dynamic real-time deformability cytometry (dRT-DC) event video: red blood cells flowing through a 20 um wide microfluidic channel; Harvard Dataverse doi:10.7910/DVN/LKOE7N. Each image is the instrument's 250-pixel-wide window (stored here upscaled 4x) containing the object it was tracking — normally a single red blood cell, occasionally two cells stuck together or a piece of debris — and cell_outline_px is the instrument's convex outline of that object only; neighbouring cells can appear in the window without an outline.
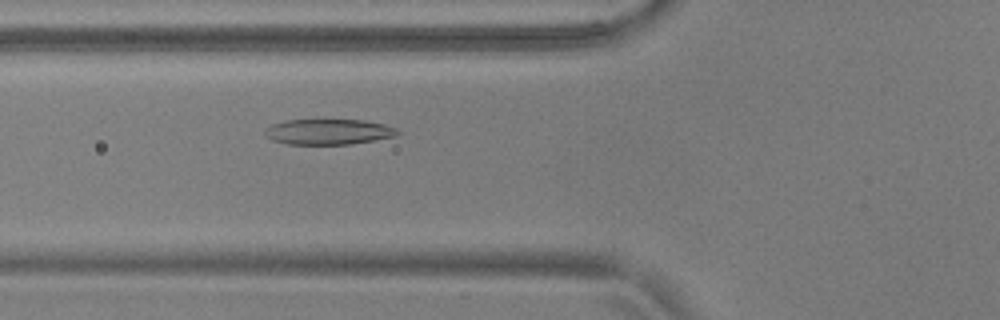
{"species": "common noctule bat (a hibernating species)", "species_latin": "Nyctalus noctula", "temperature_condition": "warm", "stored_images_in_passage": 38, "camera_frame_rate_fps": 3000, "um_per_image_px": 0.085, "animal": {"sex": "male", "body_mass_g": 17.9, "forearm_length_mm": 54.2}, "frame": {"image": 1, "passage_image": 4, "time_ms": 1.0, "image_size_px": [1000, 320], "cell_outline_px": [[400, 132], [396, 136], [352, 144], [288, 144], [272, 140], [264, 132], [272, 124], [284, 120], [364, 120], [384, 124], [396, 128]], "centroid_in_image_um": [27.95, 11.2], "position_along_channel_um": 97.9, "area_um2": 19.59}}
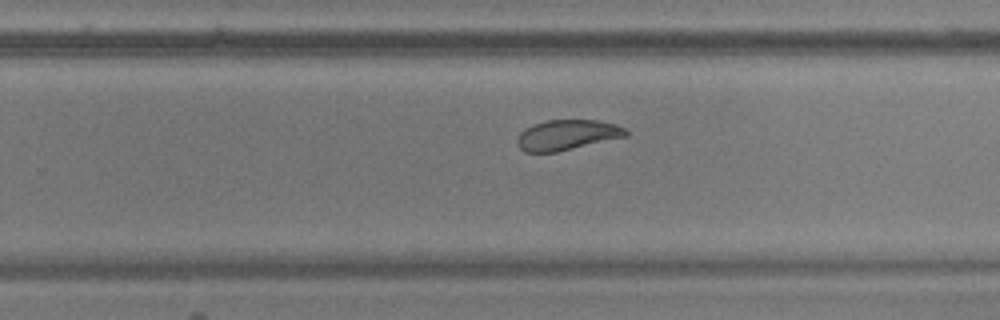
{"frame": {"image": 2, "passage_image": 19, "time_ms": 6.0, "image_size_px": [1000, 320], "cell_outline_px": [[628, 136], [556, 152], [524, 152], [516, 144], [516, 140], [520, 132], [524, 128], [532, 124], [544, 120], [596, 120], [616, 124], [624, 128], [628, 132]], "centroid_in_image_um": [48.17, 11.46], "position_along_channel_um": 281.6, "area_um2": 19.31}}
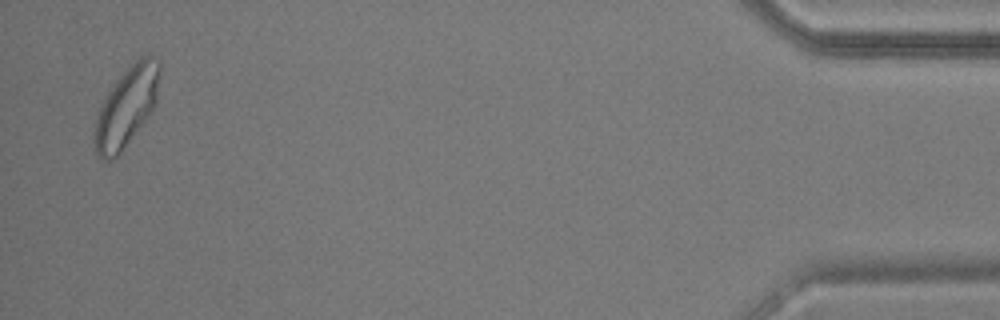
{"frame": {"image": 3, "passage_image": 37, "time_ms": 12.0, "image_size_px": [1000, 320], "cell_outline_px": [[160, 72], [156, 104], [148, 116], [120, 152], [112, 160], [104, 160], [96, 152], [92, 140], [92, 136], [96, 120], [104, 96], [116, 80], [140, 56], [152, 56], [160, 60]], "centroid_in_image_um": [10.74, 9.07], "position_along_channel_um": 424.5, "area_um2": 29.94}, "authors_computed_cell_mechanics": {"area_um2": 20.3456, "velocity_mm_per_s": 3.667, "shape_relaxation_time_tau1_ms": 6.8116, "shape_relaxation_time_tau2_ms": 1.6961, "deformation_change_tau1": 0.1818, "deformation_change_tau2": 0.0748}}